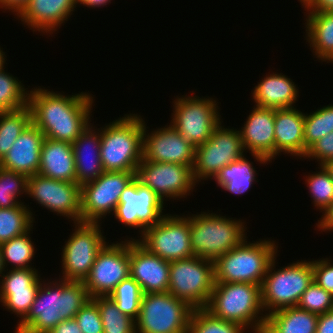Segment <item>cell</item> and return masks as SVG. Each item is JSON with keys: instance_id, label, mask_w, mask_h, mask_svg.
I'll use <instances>...</instances> for the list:
<instances>
[{"instance_id": "1", "label": "cell", "mask_w": 333, "mask_h": 333, "mask_svg": "<svg viewBox=\"0 0 333 333\" xmlns=\"http://www.w3.org/2000/svg\"><path fill=\"white\" fill-rule=\"evenodd\" d=\"M93 99L89 92L64 95L32 88L28 93L31 122L46 138L72 144L91 122Z\"/></svg>"}, {"instance_id": "2", "label": "cell", "mask_w": 333, "mask_h": 333, "mask_svg": "<svg viewBox=\"0 0 333 333\" xmlns=\"http://www.w3.org/2000/svg\"><path fill=\"white\" fill-rule=\"evenodd\" d=\"M45 282L40 284L29 313L19 321L14 333H49L61 321L74 318L91 300L83 281L59 278Z\"/></svg>"}, {"instance_id": "3", "label": "cell", "mask_w": 333, "mask_h": 333, "mask_svg": "<svg viewBox=\"0 0 333 333\" xmlns=\"http://www.w3.org/2000/svg\"><path fill=\"white\" fill-rule=\"evenodd\" d=\"M204 309L216 318L240 324L246 331L251 328L254 333H262L265 327L260 285L215 282Z\"/></svg>"}, {"instance_id": "4", "label": "cell", "mask_w": 333, "mask_h": 333, "mask_svg": "<svg viewBox=\"0 0 333 333\" xmlns=\"http://www.w3.org/2000/svg\"><path fill=\"white\" fill-rule=\"evenodd\" d=\"M100 128V155L104 171L136 172L143 159L142 116L125 114Z\"/></svg>"}, {"instance_id": "5", "label": "cell", "mask_w": 333, "mask_h": 333, "mask_svg": "<svg viewBox=\"0 0 333 333\" xmlns=\"http://www.w3.org/2000/svg\"><path fill=\"white\" fill-rule=\"evenodd\" d=\"M246 240L213 262L215 282L262 285L270 263L277 256L278 246L270 239L254 243Z\"/></svg>"}, {"instance_id": "6", "label": "cell", "mask_w": 333, "mask_h": 333, "mask_svg": "<svg viewBox=\"0 0 333 333\" xmlns=\"http://www.w3.org/2000/svg\"><path fill=\"white\" fill-rule=\"evenodd\" d=\"M246 225L238 219L201 212L190 216L193 256L215 261L246 238Z\"/></svg>"}, {"instance_id": "7", "label": "cell", "mask_w": 333, "mask_h": 333, "mask_svg": "<svg viewBox=\"0 0 333 333\" xmlns=\"http://www.w3.org/2000/svg\"><path fill=\"white\" fill-rule=\"evenodd\" d=\"M275 260L276 257L270 263L261 285V304L265 315L297 306L301 295L313 281L312 261L298 260L276 271Z\"/></svg>"}, {"instance_id": "8", "label": "cell", "mask_w": 333, "mask_h": 333, "mask_svg": "<svg viewBox=\"0 0 333 333\" xmlns=\"http://www.w3.org/2000/svg\"><path fill=\"white\" fill-rule=\"evenodd\" d=\"M194 308L169 292L143 294L136 333H188Z\"/></svg>"}, {"instance_id": "9", "label": "cell", "mask_w": 333, "mask_h": 333, "mask_svg": "<svg viewBox=\"0 0 333 333\" xmlns=\"http://www.w3.org/2000/svg\"><path fill=\"white\" fill-rule=\"evenodd\" d=\"M214 286L213 261L197 256L170 261L168 292L192 308H205Z\"/></svg>"}, {"instance_id": "10", "label": "cell", "mask_w": 333, "mask_h": 333, "mask_svg": "<svg viewBox=\"0 0 333 333\" xmlns=\"http://www.w3.org/2000/svg\"><path fill=\"white\" fill-rule=\"evenodd\" d=\"M173 103L170 124L195 147L204 144L220 122H223L218 102L214 98L183 95L177 96Z\"/></svg>"}, {"instance_id": "11", "label": "cell", "mask_w": 333, "mask_h": 333, "mask_svg": "<svg viewBox=\"0 0 333 333\" xmlns=\"http://www.w3.org/2000/svg\"><path fill=\"white\" fill-rule=\"evenodd\" d=\"M101 223H74V232L65 241L61 252L62 280L84 281L98 253L107 244Z\"/></svg>"}, {"instance_id": "12", "label": "cell", "mask_w": 333, "mask_h": 333, "mask_svg": "<svg viewBox=\"0 0 333 333\" xmlns=\"http://www.w3.org/2000/svg\"><path fill=\"white\" fill-rule=\"evenodd\" d=\"M224 127L220 122L211 137L204 144L195 147L192 170L196 183L215 178L222 168L245 155L239 131Z\"/></svg>"}, {"instance_id": "13", "label": "cell", "mask_w": 333, "mask_h": 333, "mask_svg": "<svg viewBox=\"0 0 333 333\" xmlns=\"http://www.w3.org/2000/svg\"><path fill=\"white\" fill-rule=\"evenodd\" d=\"M137 240L151 253L166 261L192 257L190 215L166 214L158 223L146 228Z\"/></svg>"}, {"instance_id": "14", "label": "cell", "mask_w": 333, "mask_h": 333, "mask_svg": "<svg viewBox=\"0 0 333 333\" xmlns=\"http://www.w3.org/2000/svg\"><path fill=\"white\" fill-rule=\"evenodd\" d=\"M136 172L105 171L96 180L81 186V222L100 223L114 214L121 193L135 178Z\"/></svg>"}, {"instance_id": "15", "label": "cell", "mask_w": 333, "mask_h": 333, "mask_svg": "<svg viewBox=\"0 0 333 333\" xmlns=\"http://www.w3.org/2000/svg\"><path fill=\"white\" fill-rule=\"evenodd\" d=\"M129 240L106 244L98 253L83 284L91 298L108 297L130 276Z\"/></svg>"}, {"instance_id": "16", "label": "cell", "mask_w": 333, "mask_h": 333, "mask_svg": "<svg viewBox=\"0 0 333 333\" xmlns=\"http://www.w3.org/2000/svg\"><path fill=\"white\" fill-rule=\"evenodd\" d=\"M135 178L163 202L165 198H186L197 184L188 165L152 162L144 158L136 169Z\"/></svg>"}, {"instance_id": "17", "label": "cell", "mask_w": 333, "mask_h": 333, "mask_svg": "<svg viewBox=\"0 0 333 333\" xmlns=\"http://www.w3.org/2000/svg\"><path fill=\"white\" fill-rule=\"evenodd\" d=\"M27 195L47 210L81 222V186L44 177L40 174L28 176Z\"/></svg>"}, {"instance_id": "18", "label": "cell", "mask_w": 333, "mask_h": 333, "mask_svg": "<svg viewBox=\"0 0 333 333\" xmlns=\"http://www.w3.org/2000/svg\"><path fill=\"white\" fill-rule=\"evenodd\" d=\"M164 202L136 178L121 193L114 217L126 227L138 228L141 235L165 216ZM164 214V215H163Z\"/></svg>"}, {"instance_id": "19", "label": "cell", "mask_w": 333, "mask_h": 333, "mask_svg": "<svg viewBox=\"0 0 333 333\" xmlns=\"http://www.w3.org/2000/svg\"><path fill=\"white\" fill-rule=\"evenodd\" d=\"M144 122L143 158L152 162L188 165L193 169L195 146L185 140L171 124L148 133Z\"/></svg>"}, {"instance_id": "20", "label": "cell", "mask_w": 333, "mask_h": 333, "mask_svg": "<svg viewBox=\"0 0 333 333\" xmlns=\"http://www.w3.org/2000/svg\"><path fill=\"white\" fill-rule=\"evenodd\" d=\"M129 272L143 294L168 292L170 261L151 253L137 239L129 238Z\"/></svg>"}, {"instance_id": "21", "label": "cell", "mask_w": 333, "mask_h": 333, "mask_svg": "<svg viewBox=\"0 0 333 333\" xmlns=\"http://www.w3.org/2000/svg\"><path fill=\"white\" fill-rule=\"evenodd\" d=\"M35 268L9 269L0 275V302L22 321L29 313L42 282ZM41 280V281H40Z\"/></svg>"}, {"instance_id": "22", "label": "cell", "mask_w": 333, "mask_h": 333, "mask_svg": "<svg viewBox=\"0 0 333 333\" xmlns=\"http://www.w3.org/2000/svg\"><path fill=\"white\" fill-rule=\"evenodd\" d=\"M275 109L254 106L239 131L244 150L260 164L275 159Z\"/></svg>"}, {"instance_id": "23", "label": "cell", "mask_w": 333, "mask_h": 333, "mask_svg": "<svg viewBox=\"0 0 333 333\" xmlns=\"http://www.w3.org/2000/svg\"><path fill=\"white\" fill-rule=\"evenodd\" d=\"M44 134L32 122L0 161V167L27 176L38 174Z\"/></svg>"}, {"instance_id": "24", "label": "cell", "mask_w": 333, "mask_h": 333, "mask_svg": "<svg viewBox=\"0 0 333 333\" xmlns=\"http://www.w3.org/2000/svg\"><path fill=\"white\" fill-rule=\"evenodd\" d=\"M76 0H30L17 16L32 31L53 34L73 14Z\"/></svg>"}, {"instance_id": "25", "label": "cell", "mask_w": 333, "mask_h": 333, "mask_svg": "<svg viewBox=\"0 0 333 333\" xmlns=\"http://www.w3.org/2000/svg\"><path fill=\"white\" fill-rule=\"evenodd\" d=\"M304 113L293 108L275 109V158L289 154L302 159L305 156Z\"/></svg>"}, {"instance_id": "26", "label": "cell", "mask_w": 333, "mask_h": 333, "mask_svg": "<svg viewBox=\"0 0 333 333\" xmlns=\"http://www.w3.org/2000/svg\"><path fill=\"white\" fill-rule=\"evenodd\" d=\"M91 124L72 143L76 183L80 186L96 180L105 172L100 155L101 130Z\"/></svg>"}, {"instance_id": "27", "label": "cell", "mask_w": 333, "mask_h": 333, "mask_svg": "<svg viewBox=\"0 0 333 333\" xmlns=\"http://www.w3.org/2000/svg\"><path fill=\"white\" fill-rule=\"evenodd\" d=\"M283 73H269L252 92L255 105L271 109L293 108L299 95L298 87Z\"/></svg>"}, {"instance_id": "28", "label": "cell", "mask_w": 333, "mask_h": 333, "mask_svg": "<svg viewBox=\"0 0 333 333\" xmlns=\"http://www.w3.org/2000/svg\"><path fill=\"white\" fill-rule=\"evenodd\" d=\"M38 174L55 180L76 182L72 144L44 138Z\"/></svg>"}, {"instance_id": "29", "label": "cell", "mask_w": 333, "mask_h": 333, "mask_svg": "<svg viewBox=\"0 0 333 333\" xmlns=\"http://www.w3.org/2000/svg\"><path fill=\"white\" fill-rule=\"evenodd\" d=\"M305 38L317 59L333 63V11H306Z\"/></svg>"}, {"instance_id": "30", "label": "cell", "mask_w": 333, "mask_h": 333, "mask_svg": "<svg viewBox=\"0 0 333 333\" xmlns=\"http://www.w3.org/2000/svg\"><path fill=\"white\" fill-rule=\"evenodd\" d=\"M318 317L297 306L282 308L266 315L262 333H316Z\"/></svg>"}, {"instance_id": "31", "label": "cell", "mask_w": 333, "mask_h": 333, "mask_svg": "<svg viewBox=\"0 0 333 333\" xmlns=\"http://www.w3.org/2000/svg\"><path fill=\"white\" fill-rule=\"evenodd\" d=\"M255 167L245 155L222 168L214 180L223 190L241 195L247 192L256 180Z\"/></svg>"}, {"instance_id": "32", "label": "cell", "mask_w": 333, "mask_h": 333, "mask_svg": "<svg viewBox=\"0 0 333 333\" xmlns=\"http://www.w3.org/2000/svg\"><path fill=\"white\" fill-rule=\"evenodd\" d=\"M30 123L31 110L29 105L0 113V161Z\"/></svg>"}, {"instance_id": "33", "label": "cell", "mask_w": 333, "mask_h": 333, "mask_svg": "<svg viewBox=\"0 0 333 333\" xmlns=\"http://www.w3.org/2000/svg\"><path fill=\"white\" fill-rule=\"evenodd\" d=\"M24 202L13 208H0V245L33 229V213Z\"/></svg>"}, {"instance_id": "34", "label": "cell", "mask_w": 333, "mask_h": 333, "mask_svg": "<svg viewBox=\"0 0 333 333\" xmlns=\"http://www.w3.org/2000/svg\"><path fill=\"white\" fill-rule=\"evenodd\" d=\"M30 231L0 245L5 270L8 265H13L11 269L33 268L31 261L36 252Z\"/></svg>"}, {"instance_id": "35", "label": "cell", "mask_w": 333, "mask_h": 333, "mask_svg": "<svg viewBox=\"0 0 333 333\" xmlns=\"http://www.w3.org/2000/svg\"><path fill=\"white\" fill-rule=\"evenodd\" d=\"M98 306L103 324V333H136L135 320L122 313L117 304L108 297L91 298Z\"/></svg>"}, {"instance_id": "36", "label": "cell", "mask_w": 333, "mask_h": 333, "mask_svg": "<svg viewBox=\"0 0 333 333\" xmlns=\"http://www.w3.org/2000/svg\"><path fill=\"white\" fill-rule=\"evenodd\" d=\"M303 131L306 154L313 143L333 132V105L321 107L310 114L304 113Z\"/></svg>"}, {"instance_id": "37", "label": "cell", "mask_w": 333, "mask_h": 333, "mask_svg": "<svg viewBox=\"0 0 333 333\" xmlns=\"http://www.w3.org/2000/svg\"><path fill=\"white\" fill-rule=\"evenodd\" d=\"M28 93L17 77L5 72L4 68L0 71V113L28 105Z\"/></svg>"}, {"instance_id": "38", "label": "cell", "mask_w": 333, "mask_h": 333, "mask_svg": "<svg viewBox=\"0 0 333 333\" xmlns=\"http://www.w3.org/2000/svg\"><path fill=\"white\" fill-rule=\"evenodd\" d=\"M143 292L140 285L130 276L122 280L110 294L118 309L136 320L139 315Z\"/></svg>"}, {"instance_id": "39", "label": "cell", "mask_w": 333, "mask_h": 333, "mask_svg": "<svg viewBox=\"0 0 333 333\" xmlns=\"http://www.w3.org/2000/svg\"><path fill=\"white\" fill-rule=\"evenodd\" d=\"M27 188V175L0 167V208H13L21 204L19 197L21 194L27 195Z\"/></svg>"}, {"instance_id": "40", "label": "cell", "mask_w": 333, "mask_h": 333, "mask_svg": "<svg viewBox=\"0 0 333 333\" xmlns=\"http://www.w3.org/2000/svg\"><path fill=\"white\" fill-rule=\"evenodd\" d=\"M245 328L235 322L225 321L211 315L204 308L194 309L188 333H244Z\"/></svg>"}, {"instance_id": "41", "label": "cell", "mask_w": 333, "mask_h": 333, "mask_svg": "<svg viewBox=\"0 0 333 333\" xmlns=\"http://www.w3.org/2000/svg\"><path fill=\"white\" fill-rule=\"evenodd\" d=\"M320 171L306 176L309 194L313 198V204L320 212H325L333 202V180L322 165H318Z\"/></svg>"}, {"instance_id": "42", "label": "cell", "mask_w": 333, "mask_h": 333, "mask_svg": "<svg viewBox=\"0 0 333 333\" xmlns=\"http://www.w3.org/2000/svg\"><path fill=\"white\" fill-rule=\"evenodd\" d=\"M297 307L322 315L333 310V295L312 281L301 295Z\"/></svg>"}, {"instance_id": "43", "label": "cell", "mask_w": 333, "mask_h": 333, "mask_svg": "<svg viewBox=\"0 0 333 333\" xmlns=\"http://www.w3.org/2000/svg\"><path fill=\"white\" fill-rule=\"evenodd\" d=\"M82 333H103V324L97 304L89 300L75 315Z\"/></svg>"}, {"instance_id": "44", "label": "cell", "mask_w": 333, "mask_h": 333, "mask_svg": "<svg viewBox=\"0 0 333 333\" xmlns=\"http://www.w3.org/2000/svg\"><path fill=\"white\" fill-rule=\"evenodd\" d=\"M329 258L312 260L313 281L333 295V263Z\"/></svg>"}, {"instance_id": "45", "label": "cell", "mask_w": 333, "mask_h": 333, "mask_svg": "<svg viewBox=\"0 0 333 333\" xmlns=\"http://www.w3.org/2000/svg\"><path fill=\"white\" fill-rule=\"evenodd\" d=\"M305 159L317 160L319 165L333 159V132L325 135L323 138L317 140L308 149L303 157Z\"/></svg>"}, {"instance_id": "46", "label": "cell", "mask_w": 333, "mask_h": 333, "mask_svg": "<svg viewBox=\"0 0 333 333\" xmlns=\"http://www.w3.org/2000/svg\"><path fill=\"white\" fill-rule=\"evenodd\" d=\"M316 333H333V310L319 315Z\"/></svg>"}, {"instance_id": "47", "label": "cell", "mask_w": 333, "mask_h": 333, "mask_svg": "<svg viewBox=\"0 0 333 333\" xmlns=\"http://www.w3.org/2000/svg\"><path fill=\"white\" fill-rule=\"evenodd\" d=\"M49 333H82L75 318L61 321Z\"/></svg>"}, {"instance_id": "48", "label": "cell", "mask_w": 333, "mask_h": 333, "mask_svg": "<svg viewBox=\"0 0 333 333\" xmlns=\"http://www.w3.org/2000/svg\"><path fill=\"white\" fill-rule=\"evenodd\" d=\"M322 214V218H320L316 224L317 228L321 230V232H333V202Z\"/></svg>"}, {"instance_id": "49", "label": "cell", "mask_w": 333, "mask_h": 333, "mask_svg": "<svg viewBox=\"0 0 333 333\" xmlns=\"http://www.w3.org/2000/svg\"><path fill=\"white\" fill-rule=\"evenodd\" d=\"M30 0H0V8L11 11L18 16Z\"/></svg>"}, {"instance_id": "50", "label": "cell", "mask_w": 333, "mask_h": 333, "mask_svg": "<svg viewBox=\"0 0 333 333\" xmlns=\"http://www.w3.org/2000/svg\"><path fill=\"white\" fill-rule=\"evenodd\" d=\"M307 11H333V0H315Z\"/></svg>"}, {"instance_id": "51", "label": "cell", "mask_w": 333, "mask_h": 333, "mask_svg": "<svg viewBox=\"0 0 333 333\" xmlns=\"http://www.w3.org/2000/svg\"><path fill=\"white\" fill-rule=\"evenodd\" d=\"M111 0H76V4H82L84 7L96 8L108 5Z\"/></svg>"}, {"instance_id": "52", "label": "cell", "mask_w": 333, "mask_h": 333, "mask_svg": "<svg viewBox=\"0 0 333 333\" xmlns=\"http://www.w3.org/2000/svg\"><path fill=\"white\" fill-rule=\"evenodd\" d=\"M322 166L326 169L331 179L333 180V159L324 162Z\"/></svg>"}, {"instance_id": "53", "label": "cell", "mask_w": 333, "mask_h": 333, "mask_svg": "<svg viewBox=\"0 0 333 333\" xmlns=\"http://www.w3.org/2000/svg\"><path fill=\"white\" fill-rule=\"evenodd\" d=\"M302 4V6L305 8V11H307L315 2V0H299Z\"/></svg>"}, {"instance_id": "54", "label": "cell", "mask_w": 333, "mask_h": 333, "mask_svg": "<svg viewBox=\"0 0 333 333\" xmlns=\"http://www.w3.org/2000/svg\"><path fill=\"white\" fill-rule=\"evenodd\" d=\"M6 57V55H5V52L1 49V47H0V71L3 69V68H5L4 66V64H5V58Z\"/></svg>"}, {"instance_id": "55", "label": "cell", "mask_w": 333, "mask_h": 333, "mask_svg": "<svg viewBox=\"0 0 333 333\" xmlns=\"http://www.w3.org/2000/svg\"><path fill=\"white\" fill-rule=\"evenodd\" d=\"M6 271L3 265V258H2V253H1V249H0V275H2L4 272Z\"/></svg>"}]
</instances>
